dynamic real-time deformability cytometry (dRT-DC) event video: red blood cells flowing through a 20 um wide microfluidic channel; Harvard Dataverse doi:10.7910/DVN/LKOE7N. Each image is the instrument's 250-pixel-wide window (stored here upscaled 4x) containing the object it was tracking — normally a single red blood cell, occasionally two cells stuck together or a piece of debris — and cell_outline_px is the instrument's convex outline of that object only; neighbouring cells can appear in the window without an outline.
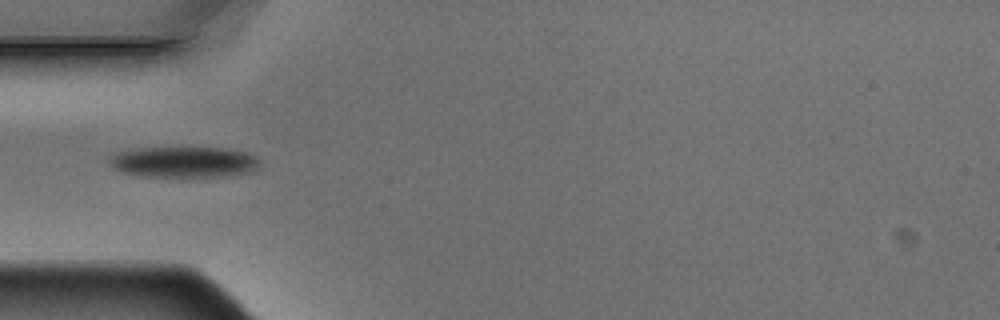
{"species": "Egyptian fruit bat (a non-hibernating species)", "species_latin": "Rousettus aegyptiacus", "temperature_condition": "warm", "stored_images_in_passage": 14, "camera_frame_rate_fps": 3000, "um_per_image_px": 0.085, "animal": {"sex": "male"}, "frame": {"image": 1, "passage_image": 4, "time_ms": 1.0, "image_size_px": [1000, 320], "cell_outline_px": [[256, 168], [252, 172], [224, 176], [144, 176], [120, 172], [112, 168], [108, 164], [108, 160], [116, 152], [132, 148], [228, 148], [248, 152], [256, 156]], "centroid_in_image_um": [15.57, 13.76], "position_along_channel_um": 69.4, "area_um2": 27.05}}
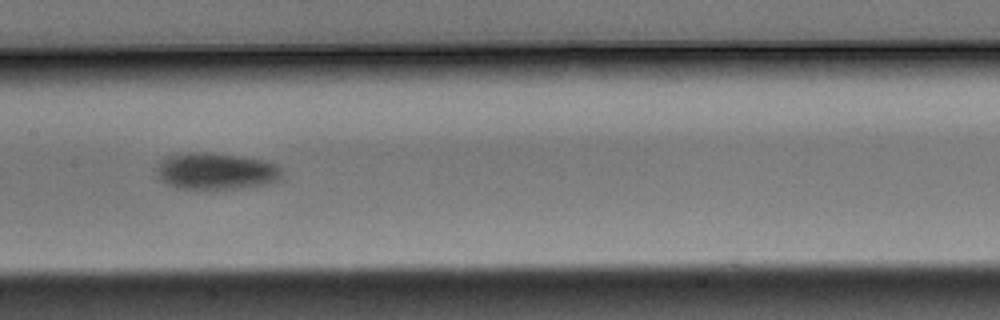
{"frame": {"image": 2, "passage_image": 7, "time_ms": 2.0, "image_size_px": [1000, 320], "cell_outline_px": [[280, 180], [268, 184], [212, 192], [204, 192], [176, 188], [160, 180], [160, 164], [164, 156], [184, 152], [204, 152], [268, 160], [280, 164]], "centroid_in_image_um": [18.39, 14.59], "position_along_channel_um": 189.0, "area_um2": 27.63}}
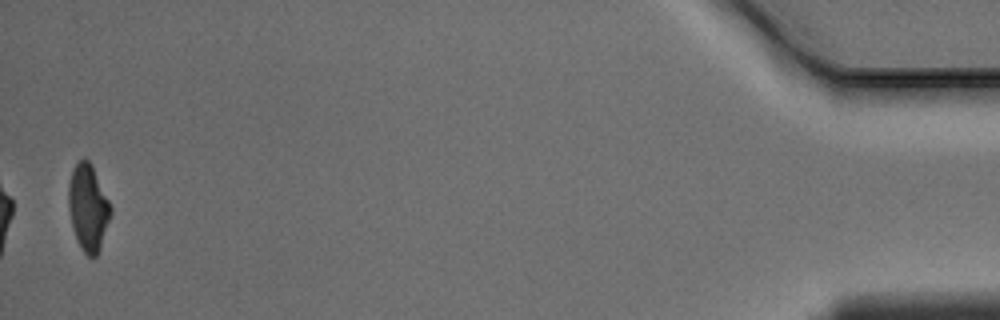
{"frame": {"image": 3, "passage_image": 14, "time_ms": 4.333, "image_size_px": [1000, 320], "cell_outline_px": [[112, 212], [100, 248], [96, 256], [88, 256], [84, 252], [72, 228], [68, 208], [68, 184], [72, 168], [84, 156], [92, 164], [112, 208]], "centroid_in_image_um": [7.48, 17.59], "position_along_channel_um": 427.7, "area_um2": 21.21}}